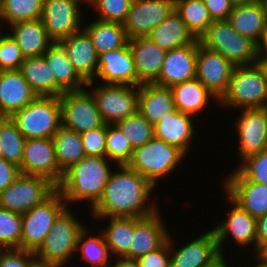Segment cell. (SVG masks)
Listing matches in <instances>:
<instances>
[{
  "instance_id": "14",
  "label": "cell",
  "mask_w": 267,
  "mask_h": 267,
  "mask_svg": "<svg viewBox=\"0 0 267 267\" xmlns=\"http://www.w3.org/2000/svg\"><path fill=\"white\" fill-rule=\"evenodd\" d=\"M235 121L239 164L254 154L267 149V108L242 109ZM239 149V150H238Z\"/></svg>"
},
{
  "instance_id": "30",
  "label": "cell",
  "mask_w": 267,
  "mask_h": 267,
  "mask_svg": "<svg viewBox=\"0 0 267 267\" xmlns=\"http://www.w3.org/2000/svg\"><path fill=\"white\" fill-rule=\"evenodd\" d=\"M228 21L238 34L255 43L267 26L265 15L256 1L237 2Z\"/></svg>"
},
{
  "instance_id": "11",
  "label": "cell",
  "mask_w": 267,
  "mask_h": 267,
  "mask_svg": "<svg viewBox=\"0 0 267 267\" xmlns=\"http://www.w3.org/2000/svg\"><path fill=\"white\" fill-rule=\"evenodd\" d=\"M62 126L82 134L105 124L88 88L66 91L59 96Z\"/></svg>"
},
{
  "instance_id": "25",
  "label": "cell",
  "mask_w": 267,
  "mask_h": 267,
  "mask_svg": "<svg viewBox=\"0 0 267 267\" xmlns=\"http://www.w3.org/2000/svg\"><path fill=\"white\" fill-rule=\"evenodd\" d=\"M128 43L137 73V86L153 83L158 78L167 51L147 36L129 39Z\"/></svg>"
},
{
  "instance_id": "36",
  "label": "cell",
  "mask_w": 267,
  "mask_h": 267,
  "mask_svg": "<svg viewBox=\"0 0 267 267\" xmlns=\"http://www.w3.org/2000/svg\"><path fill=\"white\" fill-rule=\"evenodd\" d=\"M59 170L64 173L86 155L80 134L61 126L52 137Z\"/></svg>"
},
{
  "instance_id": "39",
  "label": "cell",
  "mask_w": 267,
  "mask_h": 267,
  "mask_svg": "<svg viewBox=\"0 0 267 267\" xmlns=\"http://www.w3.org/2000/svg\"><path fill=\"white\" fill-rule=\"evenodd\" d=\"M42 13L43 0H0L1 25L7 24L6 28L17 22L40 19Z\"/></svg>"
},
{
  "instance_id": "55",
  "label": "cell",
  "mask_w": 267,
  "mask_h": 267,
  "mask_svg": "<svg viewBox=\"0 0 267 267\" xmlns=\"http://www.w3.org/2000/svg\"><path fill=\"white\" fill-rule=\"evenodd\" d=\"M227 261H229V259H226L225 253L220 252L215 258H213L203 267H231Z\"/></svg>"
},
{
  "instance_id": "23",
  "label": "cell",
  "mask_w": 267,
  "mask_h": 267,
  "mask_svg": "<svg viewBox=\"0 0 267 267\" xmlns=\"http://www.w3.org/2000/svg\"><path fill=\"white\" fill-rule=\"evenodd\" d=\"M196 120L192 115L175 109L154 125V137L178 147L188 156L192 150V140L197 135L195 127L198 126L194 123Z\"/></svg>"
},
{
  "instance_id": "43",
  "label": "cell",
  "mask_w": 267,
  "mask_h": 267,
  "mask_svg": "<svg viewBox=\"0 0 267 267\" xmlns=\"http://www.w3.org/2000/svg\"><path fill=\"white\" fill-rule=\"evenodd\" d=\"M22 214L0 207V246L4 249H20Z\"/></svg>"
},
{
  "instance_id": "31",
  "label": "cell",
  "mask_w": 267,
  "mask_h": 267,
  "mask_svg": "<svg viewBox=\"0 0 267 267\" xmlns=\"http://www.w3.org/2000/svg\"><path fill=\"white\" fill-rule=\"evenodd\" d=\"M42 56L50 68L51 77H55V82L65 92L86 88L87 83L75 71L59 43H53Z\"/></svg>"
},
{
  "instance_id": "5",
  "label": "cell",
  "mask_w": 267,
  "mask_h": 267,
  "mask_svg": "<svg viewBox=\"0 0 267 267\" xmlns=\"http://www.w3.org/2000/svg\"><path fill=\"white\" fill-rule=\"evenodd\" d=\"M186 157L178 147L153 137L143 146L133 150L126 166L158 187L160 179L169 178Z\"/></svg>"
},
{
  "instance_id": "52",
  "label": "cell",
  "mask_w": 267,
  "mask_h": 267,
  "mask_svg": "<svg viewBox=\"0 0 267 267\" xmlns=\"http://www.w3.org/2000/svg\"><path fill=\"white\" fill-rule=\"evenodd\" d=\"M257 250L267 243V214L256 219Z\"/></svg>"
},
{
  "instance_id": "17",
  "label": "cell",
  "mask_w": 267,
  "mask_h": 267,
  "mask_svg": "<svg viewBox=\"0 0 267 267\" xmlns=\"http://www.w3.org/2000/svg\"><path fill=\"white\" fill-rule=\"evenodd\" d=\"M174 236L169 235V264L170 267H203L208 264L219 253L215 231L212 229L195 238L175 247L177 241L173 240Z\"/></svg>"
},
{
  "instance_id": "63",
  "label": "cell",
  "mask_w": 267,
  "mask_h": 267,
  "mask_svg": "<svg viewBox=\"0 0 267 267\" xmlns=\"http://www.w3.org/2000/svg\"><path fill=\"white\" fill-rule=\"evenodd\" d=\"M237 2L256 1V0H236Z\"/></svg>"
},
{
  "instance_id": "44",
  "label": "cell",
  "mask_w": 267,
  "mask_h": 267,
  "mask_svg": "<svg viewBox=\"0 0 267 267\" xmlns=\"http://www.w3.org/2000/svg\"><path fill=\"white\" fill-rule=\"evenodd\" d=\"M133 0H87L97 16L95 19L123 24ZM97 17V18H96Z\"/></svg>"
},
{
  "instance_id": "57",
  "label": "cell",
  "mask_w": 267,
  "mask_h": 267,
  "mask_svg": "<svg viewBox=\"0 0 267 267\" xmlns=\"http://www.w3.org/2000/svg\"><path fill=\"white\" fill-rule=\"evenodd\" d=\"M256 2L260 5L261 10L263 11L267 22V0H256Z\"/></svg>"
},
{
  "instance_id": "2",
  "label": "cell",
  "mask_w": 267,
  "mask_h": 267,
  "mask_svg": "<svg viewBox=\"0 0 267 267\" xmlns=\"http://www.w3.org/2000/svg\"><path fill=\"white\" fill-rule=\"evenodd\" d=\"M113 164L106 157L85 156L64 172L57 190L67 206L72 202L76 205L84 202L91 210L101 199L113 168L117 166Z\"/></svg>"
},
{
  "instance_id": "56",
  "label": "cell",
  "mask_w": 267,
  "mask_h": 267,
  "mask_svg": "<svg viewBox=\"0 0 267 267\" xmlns=\"http://www.w3.org/2000/svg\"><path fill=\"white\" fill-rule=\"evenodd\" d=\"M254 254L263 263H266L267 264V243L266 244H263Z\"/></svg>"
},
{
  "instance_id": "29",
  "label": "cell",
  "mask_w": 267,
  "mask_h": 267,
  "mask_svg": "<svg viewBox=\"0 0 267 267\" xmlns=\"http://www.w3.org/2000/svg\"><path fill=\"white\" fill-rule=\"evenodd\" d=\"M175 110L172 91L154 83L139 85L138 112L153 126Z\"/></svg>"
},
{
  "instance_id": "58",
  "label": "cell",
  "mask_w": 267,
  "mask_h": 267,
  "mask_svg": "<svg viewBox=\"0 0 267 267\" xmlns=\"http://www.w3.org/2000/svg\"><path fill=\"white\" fill-rule=\"evenodd\" d=\"M257 64L263 71L265 79L267 81V61H257Z\"/></svg>"
},
{
  "instance_id": "51",
  "label": "cell",
  "mask_w": 267,
  "mask_h": 267,
  "mask_svg": "<svg viewBox=\"0 0 267 267\" xmlns=\"http://www.w3.org/2000/svg\"><path fill=\"white\" fill-rule=\"evenodd\" d=\"M19 166L0 158V192L4 191L20 175Z\"/></svg>"
},
{
  "instance_id": "33",
  "label": "cell",
  "mask_w": 267,
  "mask_h": 267,
  "mask_svg": "<svg viewBox=\"0 0 267 267\" xmlns=\"http://www.w3.org/2000/svg\"><path fill=\"white\" fill-rule=\"evenodd\" d=\"M19 71L37 96H57L65 92L51 77V71L43 56L28 57Z\"/></svg>"
},
{
  "instance_id": "53",
  "label": "cell",
  "mask_w": 267,
  "mask_h": 267,
  "mask_svg": "<svg viewBox=\"0 0 267 267\" xmlns=\"http://www.w3.org/2000/svg\"><path fill=\"white\" fill-rule=\"evenodd\" d=\"M257 61H267V26L256 43Z\"/></svg>"
},
{
  "instance_id": "50",
  "label": "cell",
  "mask_w": 267,
  "mask_h": 267,
  "mask_svg": "<svg viewBox=\"0 0 267 267\" xmlns=\"http://www.w3.org/2000/svg\"><path fill=\"white\" fill-rule=\"evenodd\" d=\"M212 21L228 20L236 0H203Z\"/></svg>"
},
{
  "instance_id": "60",
  "label": "cell",
  "mask_w": 267,
  "mask_h": 267,
  "mask_svg": "<svg viewBox=\"0 0 267 267\" xmlns=\"http://www.w3.org/2000/svg\"><path fill=\"white\" fill-rule=\"evenodd\" d=\"M32 267H62L58 265H49V264H40V263H35Z\"/></svg>"
},
{
  "instance_id": "7",
  "label": "cell",
  "mask_w": 267,
  "mask_h": 267,
  "mask_svg": "<svg viewBox=\"0 0 267 267\" xmlns=\"http://www.w3.org/2000/svg\"><path fill=\"white\" fill-rule=\"evenodd\" d=\"M199 41L205 48L220 53L234 66L257 63L256 43L238 34L228 20L213 21Z\"/></svg>"
},
{
  "instance_id": "47",
  "label": "cell",
  "mask_w": 267,
  "mask_h": 267,
  "mask_svg": "<svg viewBox=\"0 0 267 267\" xmlns=\"http://www.w3.org/2000/svg\"><path fill=\"white\" fill-rule=\"evenodd\" d=\"M107 124L80 134L86 156L106 157Z\"/></svg>"
},
{
  "instance_id": "20",
  "label": "cell",
  "mask_w": 267,
  "mask_h": 267,
  "mask_svg": "<svg viewBox=\"0 0 267 267\" xmlns=\"http://www.w3.org/2000/svg\"><path fill=\"white\" fill-rule=\"evenodd\" d=\"M160 213L163 214L158 210L150 216L134 218L133 237L125 258L137 260L162 247L168 241L171 232H168L169 227L164 224L163 215Z\"/></svg>"
},
{
  "instance_id": "59",
  "label": "cell",
  "mask_w": 267,
  "mask_h": 267,
  "mask_svg": "<svg viewBox=\"0 0 267 267\" xmlns=\"http://www.w3.org/2000/svg\"><path fill=\"white\" fill-rule=\"evenodd\" d=\"M250 256H254L255 260H257L255 264H252V267H267L266 263H263L258 257H256L254 254L250 255Z\"/></svg>"
},
{
  "instance_id": "49",
  "label": "cell",
  "mask_w": 267,
  "mask_h": 267,
  "mask_svg": "<svg viewBox=\"0 0 267 267\" xmlns=\"http://www.w3.org/2000/svg\"><path fill=\"white\" fill-rule=\"evenodd\" d=\"M137 261L140 267H170L169 238L162 247L140 257Z\"/></svg>"
},
{
  "instance_id": "27",
  "label": "cell",
  "mask_w": 267,
  "mask_h": 267,
  "mask_svg": "<svg viewBox=\"0 0 267 267\" xmlns=\"http://www.w3.org/2000/svg\"><path fill=\"white\" fill-rule=\"evenodd\" d=\"M175 109L181 113L198 118L210 101L218 104V98L212 94L197 78L184 81L170 87ZM208 105V106H207Z\"/></svg>"
},
{
  "instance_id": "19",
  "label": "cell",
  "mask_w": 267,
  "mask_h": 267,
  "mask_svg": "<svg viewBox=\"0 0 267 267\" xmlns=\"http://www.w3.org/2000/svg\"><path fill=\"white\" fill-rule=\"evenodd\" d=\"M234 68L220 53L198 45L196 78L218 99L226 92Z\"/></svg>"
},
{
  "instance_id": "64",
  "label": "cell",
  "mask_w": 267,
  "mask_h": 267,
  "mask_svg": "<svg viewBox=\"0 0 267 267\" xmlns=\"http://www.w3.org/2000/svg\"><path fill=\"white\" fill-rule=\"evenodd\" d=\"M3 251H4V248L0 246V256H1Z\"/></svg>"
},
{
  "instance_id": "6",
  "label": "cell",
  "mask_w": 267,
  "mask_h": 267,
  "mask_svg": "<svg viewBox=\"0 0 267 267\" xmlns=\"http://www.w3.org/2000/svg\"><path fill=\"white\" fill-rule=\"evenodd\" d=\"M25 139L52 138L62 126L57 96H37L10 117Z\"/></svg>"
},
{
  "instance_id": "65",
  "label": "cell",
  "mask_w": 267,
  "mask_h": 267,
  "mask_svg": "<svg viewBox=\"0 0 267 267\" xmlns=\"http://www.w3.org/2000/svg\"><path fill=\"white\" fill-rule=\"evenodd\" d=\"M2 157V148H1V145H0V158Z\"/></svg>"
},
{
  "instance_id": "28",
  "label": "cell",
  "mask_w": 267,
  "mask_h": 267,
  "mask_svg": "<svg viewBox=\"0 0 267 267\" xmlns=\"http://www.w3.org/2000/svg\"><path fill=\"white\" fill-rule=\"evenodd\" d=\"M9 28L8 33L16 41L24 58L42 56L53 44L41 18L17 22Z\"/></svg>"
},
{
  "instance_id": "38",
  "label": "cell",
  "mask_w": 267,
  "mask_h": 267,
  "mask_svg": "<svg viewBox=\"0 0 267 267\" xmlns=\"http://www.w3.org/2000/svg\"><path fill=\"white\" fill-rule=\"evenodd\" d=\"M175 10L196 39H200L213 22L203 0H175Z\"/></svg>"
},
{
  "instance_id": "42",
  "label": "cell",
  "mask_w": 267,
  "mask_h": 267,
  "mask_svg": "<svg viewBox=\"0 0 267 267\" xmlns=\"http://www.w3.org/2000/svg\"><path fill=\"white\" fill-rule=\"evenodd\" d=\"M133 150L120 128L116 124H107L106 158L117 166L127 165Z\"/></svg>"
},
{
  "instance_id": "8",
  "label": "cell",
  "mask_w": 267,
  "mask_h": 267,
  "mask_svg": "<svg viewBox=\"0 0 267 267\" xmlns=\"http://www.w3.org/2000/svg\"><path fill=\"white\" fill-rule=\"evenodd\" d=\"M86 88L92 93L106 124H116L138 112L139 86L91 81L87 83Z\"/></svg>"
},
{
  "instance_id": "12",
  "label": "cell",
  "mask_w": 267,
  "mask_h": 267,
  "mask_svg": "<svg viewBox=\"0 0 267 267\" xmlns=\"http://www.w3.org/2000/svg\"><path fill=\"white\" fill-rule=\"evenodd\" d=\"M81 3L86 4L87 0H43L41 19L53 43H59L83 28L85 15Z\"/></svg>"
},
{
  "instance_id": "9",
  "label": "cell",
  "mask_w": 267,
  "mask_h": 267,
  "mask_svg": "<svg viewBox=\"0 0 267 267\" xmlns=\"http://www.w3.org/2000/svg\"><path fill=\"white\" fill-rule=\"evenodd\" d=\"M67 207L62 194L56 189L41 204L22 214L20 249L35 252L44 242L57 217Z\"/></svg>"
},
{
  "instance_id": "32",
  "label": "cell",
  "mask_w": 267,
  "mask_h": 267,
  "mask_svg": "<svg viewBox=\"0 0 267 267\" xmlns=\"http://www.w3.org/2000/svg\"><path fill=\"white\" fill-rule=\"evenodd\" d=\"M147 37L166 51L192 44L196 40L175 9Z\"/></svg>"
},
{
  "instance_id": "13",
  "label": "cell",
  "mask_w": 267,
  "mask_h": 267,
  "mask_svg": "<svg viewBox=\"0 0 267 267\" xmlns=\"http://www.w3.org/2000/svg\"><path fill=\"white\" fill-rule=\"evenodd\" d=\"M226 200H229L230 208L228 209V215L223 218V221L218 223L212 229L215 231L217 238V244L219 251L224 253L227 240L233 239V244L242 248H252V253L257 251V235H256V218H254L247 211H244L239 205H237L226 193H224ZM253 245V246H252ZM252 246V247H251Z\"/></svg>"
},
{
  "instance_id": "10",
  "label": "cell",
  "mask_w": 267,
  "mask_h": 267,
  "mask_svg": "<svg viewBox=\"0 0 267 267\" xmlns=\"http://www.w3.org/2000/svg\"><path fill=\"white\" fill-rule=\"evenodd\" d=\"M57 186L48 178L20 174L4 191L0 192V207L24 214L41 204Z\"/></svg>"
},
{
  "instance_id": "34",
  "label": "cell",
  "mask_w": 267,
  "mask_h": 267,
  "mask_svg": "<svg viewBox=\"0 0 267 267\" xmlns=\"http://www.w3.org/2000/svg\"><path fill=\"white\" fill-rule=\"evenodd\" d=\"M87 23L85 25L84 22L83 29L91 38L98 55L125 47L129 42L123 24L94 18Z\"/></svg>"
},
{
  "instance_id": "46",
  "label": "cell",
  "mask_w": 267,
  "mask_h": 267,
  "mask_svg": "<svg viewBox=\"0 0 267 267\" xmlns=\"http://www.w3.org/2000/svg\"><path fill=\"white\" fill-rule=\"evenodd\" d=\"M24 59L16 41L6 31L0 38V71L19 70Z\"/></svg>"
},
{
  "instance_id": "62",
  "label": "cell",
  "mask_w": 267,
  "mask_h": 267,
  "mask_svg": "<svg viewBox=\"0 0 267 267\" xmlns=\"http://www.w3.org/2000/svg\"><path fill=\"white\" fill-rule=\"evenodd\" d=\"M4 118H5V116L2 115V114H0V124H1V122L3 121Z\"/></svg>"
},
{
  "instance_id": "16",
  "label": "cell",
  "mask_w": 267,
  "mask_h": 267,
  "mask_svg": "<svg viewBox=\"0 0 267 267\" xmlns=\"http://www.w3.org/2000/svg\"><path fill=\"white\" fill-rule=\"evenodd\" d=\"M20 173L48 178L56 186L63 173L59 170L52 138L26 139Z\"/></svg>"
},
{
  "instance_id": "40",
  "label": "cell",
  "mask_w": 267,
  "mask_h": 267,
  "mask_svg": "<svg viewBox=\"0 0 267 267\" xmlns=\"http://www.w3.org/2000/svg\"><path fill=\"white\" fill-rule=\"evenodd\" d=\"M26 139L18 130L16 123L5 117L0 124V145L2 157L9 162L21 165Z\"/></svg>"
},
{
  "instance_id": "18",
  "label": "cell",
  "mask_w": 267,
  "mask_h": 267,
  "mask_svg": "<svg viewBox=\"0 0 267 267\" xmlns=\"http://www.w3.org/2000/svg\"><path fill=\"white\" fill-rule=\"evenodd\" d=\"M232 170L223 177V193L256 219L267 214V185L248 181L236 168Z\"/></svg>"
},
{
  "instance_id": "24",
  "label": "cell",
  "mask_w": 267,
  "mask_h": 267,
  "mask_svg": "<svg viewBox=\"0 0 267 267\" xmlns=\"http://www.w3.org/2000/svg\"><path fill=\"white\" fill-rule=\"evenodd\" d=\"M78 75L86 82L95 79L98 72L99 55L88 33L82 28L59 42Z\"/></svg>"
},
{
  "instance_id": "3",
  "label": "cell",
  "mask_w": 267,
  "mask_h": 267,
  "mask_svg": "<svg viewBox=\"0 0 267 267\" xmlns=\"http://www.w3.org/2000/svg\"><path fill=\"white\" fill-rule=\"evenodd\" d=\"M67 207L55 220L44 242L34 252L37 263L67 267L76 255L77 241L86 228Z\"/></svg>"
},
{
  "instance_id": "26",
  "label": "cell",
  "mask_w": 267,
  "mask_h": 267,
  "mask_svg": "<svg viewBox=\"0 0 267 267\" xmlns=\"http://www.w3.org/2000/svg\"><path fill=\"white\" fill-rule=\"evenodd\" d=\"M36 97L19 70L0 71V114L11 117Z\"/></svg>"
},
{
  "instance_id": "22",
  "label": "cell",
  "mask_w": 267,
  "mask_h": 267,
  "mask_svg": "<svg viewBox=\"0 0 267 267\" xmlns=\"http://www.w3.org/2000/svg\"><path fill=\"white\" fill-rule=\"evenodd\" d=\"M95 78L93 81L100 79L101 84L137 86V73L129 43L125 47L99 55Z\"/></svg>"
},
{
  "instance_id": "37",
  "label": "cell",
  "mask_w": 267,
  "mask_h": 267,
  "mask_svg": "<svg viewBox=\"0 0 267 267\" xmlns=\"http://www.w3.org/2000/svg\"><path fill=\"white\" fill-rule=\"evenodd\" d=\"M90 228V226L89 228L86 226L79 235L76 250L79 253L77 255L80 256L79 258L81 260L86 262L85 264H90V267H109L111 264L110 260H113V257L106 245L104 237L101 232H97L98 234L89 232Z\"/></svg>"
},
{
  "instance_id": "61",
  "label": "cell",
  "mask_w": 267,
  "mask_h": 267,
  "mask_svg": "<svg viewBox=\"0 0 267 267\" xmlns=\"http://www.w3.org/2000/svg\"><path fill=\"white\" fill-rule=\"evenodd\" d=\"M2 30H3L2 25H0V38L2 37L3 34H5L4 32L7 31V29L6 30L4 29L3 32H2Z\"/></svg>"
},
{
  "instance_id": "54",
  "label": "cell",
  "mask_w": 267,
  "mask_h": 267,
  "mask_svg": "<svg viewBox=\"0 0 267 267\" xmlns=\"http://www.w3.org/2000/svg\"><path fill=\"white\" fill-rule=\"evenodd\" d=\"M111 263L114 264H110L109 267H140L137 260L125 257H116Z\"/></svg>"
},
{
  "instance_id": "41",
  "label": "cell",
  "mask_w": 267,
  "mask_h": 267,
  "mask_svg": "<svg viewBox=\"0 0 267 267\" xmlns=\"http://www.w3.org/2000/svg\"><path fill=\"white\" fill-rule=\"evenodd\" d=\"M116 125L133 149L143 146L154 137V126L139 112L122 119Z\"/></svg>"
},
{
  "instance_id": "48",
  "label": "cell",
  "mask_w": 267,
  "mask_h": 267,
  "mask_svg": "<svg viewBox=\"0 0 267 267\" xmlns=\"http://www.w3.org/2000/svg\"><path fill=\"white\" fill-rule=\"evenodd\" d=\"M35 253L23 249H4L0 256V267H32L36 263Z\"/></svg>"
},
{
  "instance_id": "45",
  "label": "cell",
  "mask_w": 267,
  "mask_h": 267,
  "mask_svg": "<svg viewBox=\"0 0 267 267\" xmlns=\"http://www.w3.org/2000/svg\"><path fill=\"white\" fill-rule=\"evenodd\" d=\"M236 169L248 181L267 185V149L249 156Z\"/></svg>"
},
{
  "instance_id": "4",
  "label": "cell",
  "mask_w": 267,
  "mask_h": 267,
  "mask_svg": "<svg viewBox=\"0 0 267 267\" xmlns=\"http://www.w3.org/2000/svg\"><path fill=\"white\" fill-rule=\"evenodd\" d=\"M218 105L235 111L267 107V81L257 63L235 66L228 88L218 100Z\"/></svg>"
},
{
  "instance_id": "15",
  "label": "cell",
  "mask_w": 267,
  "mask_h": 267,
  "mask_svg": "<svg viewBox=\"0 0 267 267\" xmlns=\"http://www.w3.org/2000/svg\"><path fill=\"white\" fill-rule=\"evenodd\" d=\"M175 9V0H133L123 27L129 39L146 37Z\"/></svg>"
},
{
  "instance_id": "1",
  "label": "cell",
  "mask_w": 267,
  "mask_h": 267,
  "mask_svg": "<svg viewBox=\"0 0 267 267\" xmlns=\"http://www.w3.org/2000/svg\"><path fill=\"white\" fill-rule=\"evenodd\" d=\"M154 189H156L155 186L138 172L126 165L116 166L109 177L101 199L89 210L90 215L92 217L119 218L150 216L159 210L158 198L152 195Z\"/></svg>"
},
{
  "instance_id": "35",
  "label": "cell",
  "mask_w": 267,
  "mask_h": 267,
  "mask_svg": "<svg viewBox=\"0 0 267 267\" xmlns=\"http://www.w3.org/2000/svg\"><path fill=\"white\" fill-rule=\"evenodd\" d=\"M104 219H107L108 225L99 231L102 233L112 257H124L130 249L134 232V218L92 217L93 221L105 222Z\"/></svg>"
},
{
  "instance_id": "21",
  "label": "cell",
  "mask_w": 267,
  "mask_h": 267,
  "mask_svg": "<svg viewBox=\"0 0 267 267\" xmlns=\"http://www.w3.org/2000/svg\"><path fill=\"white\" fill-rule=\"evenodd\" d=\"M199 39L192 44L167 51L158 78L153 82L163 87H172L196 78V59Z\"/></svg>"
}]
</instances>
